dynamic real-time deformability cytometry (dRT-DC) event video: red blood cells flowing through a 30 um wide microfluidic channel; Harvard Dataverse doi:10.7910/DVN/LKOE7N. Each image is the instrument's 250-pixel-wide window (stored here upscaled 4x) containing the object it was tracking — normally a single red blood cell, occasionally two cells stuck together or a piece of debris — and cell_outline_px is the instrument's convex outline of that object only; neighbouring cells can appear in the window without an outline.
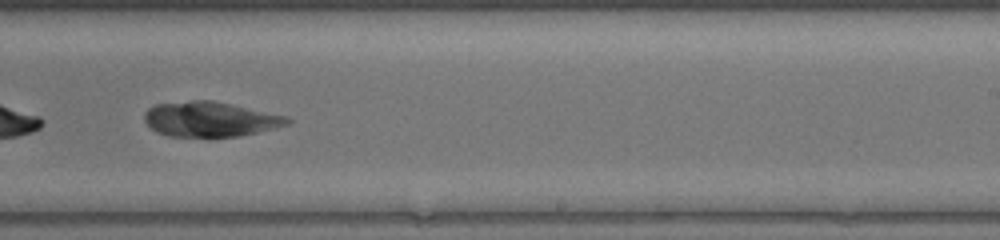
{"species": "common noctule bat (a hibernating species)", "species_latin": "Nyctalus noctula", "temperature_condition": "warm", "stored_images_in_passage": 49, "camera_frame_rate_fps": 3000, "um_per_image_px": 0.085, "animal": {"sex": "female", "body_mass_g": 17.0, "forearm_length_mm": 48.0}, "frame": {"image": 1, "passage_image": 32, "time_ms": 10.333, "image_size_px": [1000, 240], "cell_outline_px": [[292, 120], [288, 124], [276, 128], [240, 136], [168, 136], [156, 132], [144, 120], [144, 112], [148, 108], [156, 104], [192, 100], [212, 100], [232, 104], [288, 116]], "centroid_in_image_um": [17.87, 10.12], "position_along_channel_um": 271.1, "area_um2": 29.13}}